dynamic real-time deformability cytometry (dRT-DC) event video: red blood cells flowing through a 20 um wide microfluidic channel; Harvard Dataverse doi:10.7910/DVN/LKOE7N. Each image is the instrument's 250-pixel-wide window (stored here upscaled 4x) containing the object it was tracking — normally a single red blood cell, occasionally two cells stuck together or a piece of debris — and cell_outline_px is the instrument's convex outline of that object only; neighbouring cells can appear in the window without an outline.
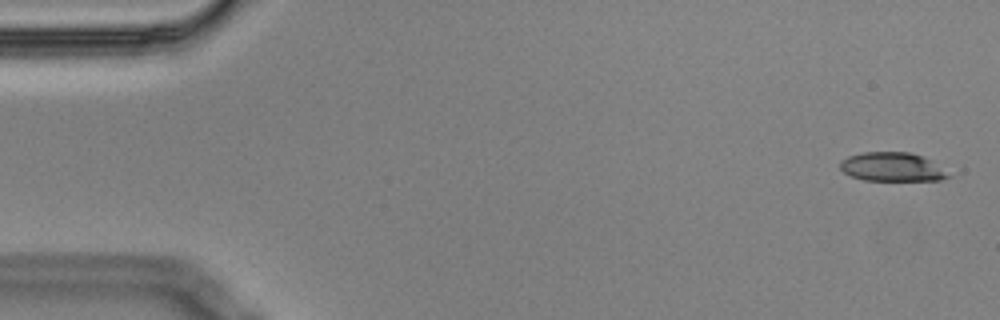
{"species": "Egyptian fruit bat (a non-hibernating species)", "species_latin": "Rousettus aegyptiacus", "temperature_condition": "cold", "stored_images_in_passage": 5, "camera_frame_rate_fps": 3000, "um_per_image_px": 0.085, "animal": {"sex": "male"}, "frame": {"image": 1, "passage_image": 1, "time_ms": 0.0, "image_size_px": [1000, 320], "cell_outline_px": [[952, 176], [940, 180], [864, 180], [852, 176], [844, 172], [840, 168], [840, 160], [848, 156], [864, 152], [908, 152], [920, 156], [928, 160]], "centroid_in_image_um": [75.77, 14.19], "position_along_channel_um": 9.2, "area_um2": 17.8}}
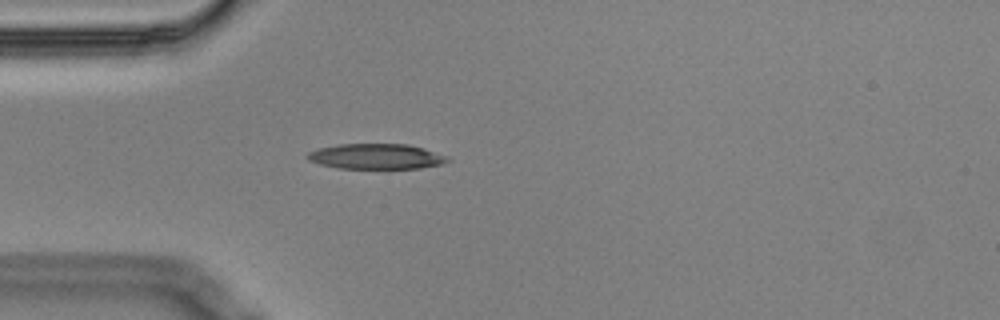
{"frame": {"image": 2, "passage_image": 5, "time_ms": 1.333, "image_size_px": [1000, 320], "cell_outline_px": [[452, 160], [444, 164], [420, 168], [340, 168], [320, 164], [308, 160], [308, 152], [320, 148], [340, 144], [408, 144], [424, 148], [448, 156]], "centroid_in_image_um": [32.05, 13.29], "position_along_channel_um": 53.0, "area_um2": 20.63}}